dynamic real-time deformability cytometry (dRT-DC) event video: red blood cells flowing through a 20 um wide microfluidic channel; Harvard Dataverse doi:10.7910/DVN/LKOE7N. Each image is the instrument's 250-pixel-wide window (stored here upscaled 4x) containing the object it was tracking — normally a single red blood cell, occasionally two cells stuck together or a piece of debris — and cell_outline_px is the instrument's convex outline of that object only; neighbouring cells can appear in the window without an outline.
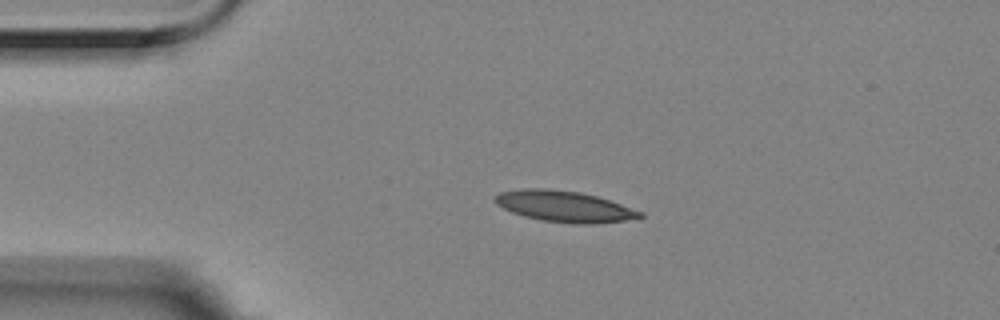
{"species": "Egyptian fruit bat (a non-hibernating species)", "species_latin": "Rousettus aegyptiacus", "temperature_condition": "room temperature", "stored_images_in_passage": 3, "camera_frame_rate_fps": 3000, "um_per_image_px": 0.085, "animal": {"sex": "female"}, "frame": {"image": 1, "passage_image": 2, "time_ms": 0.333, "image_size_px": [1000, 320], "cell_outline_px": [[644, 216], [624, 220], [596, 224], [576, 224], [540, 220], [524, 216], [512, 212], [496, 204], [492, 200], [500, 192], [520, 188], [548, 188], [580, 192], [596, 196], [644, 212]], "centroid_in_image_um": [47.93, 17.54], "position_along_channel_um": 37.1, "area_um2": 26.24}}